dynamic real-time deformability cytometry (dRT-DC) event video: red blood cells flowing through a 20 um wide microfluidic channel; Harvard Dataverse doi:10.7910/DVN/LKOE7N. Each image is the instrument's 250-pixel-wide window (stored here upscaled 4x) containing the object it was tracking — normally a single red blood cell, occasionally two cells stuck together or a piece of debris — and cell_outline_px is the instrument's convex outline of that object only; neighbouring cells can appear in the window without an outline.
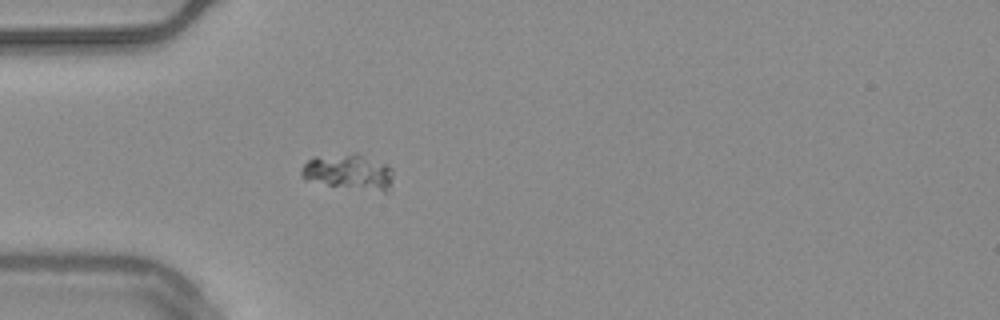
{"species": "common noctule bat (a hibernating species)", "species_latin": "Nyctalus noctula", "temperature_condition": "warm", "stored_images_in_passage": 54, "camera_frame_rate_fps": 3000, "um_per_image_px": 0.085, "animal": {"sex": "male", "body_mass_g": 20.4}, "frame": {"image": 1, "passage_image": 16, "time_ms": 5.0, "image_size_px": [1000, 320], "cell_outline_px": [[392, 176], [388, 192], [384, 192], [328, 184], [304, 180], [300, 176], [300, 168], [312, 156], [356, 152], [388, 164], [392, 168]], "centroid_in_image_um": [29.61, 14.57], "position_along_channel_um": 55.4, "area_um2": 19.31}}